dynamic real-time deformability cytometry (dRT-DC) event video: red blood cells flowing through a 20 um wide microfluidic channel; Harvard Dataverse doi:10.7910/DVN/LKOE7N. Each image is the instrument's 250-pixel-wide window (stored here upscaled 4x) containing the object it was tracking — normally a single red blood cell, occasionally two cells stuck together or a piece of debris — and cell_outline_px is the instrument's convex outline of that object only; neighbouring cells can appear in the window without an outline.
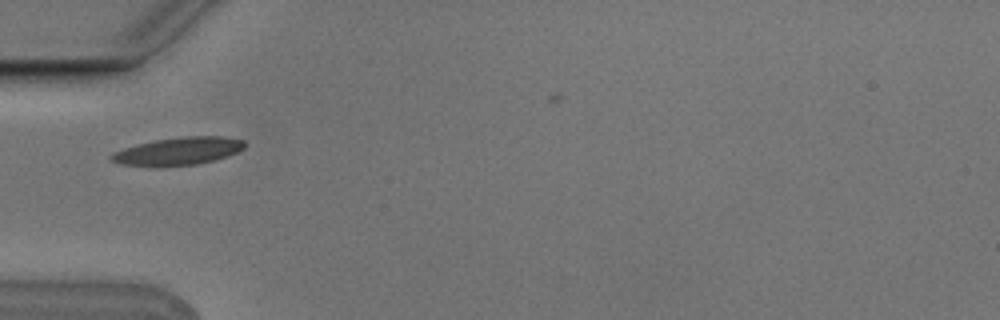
{"species": "Egyptian fruit bat (a non-hibernating species)", "species_latin": "Rousettus aegyptiacus", "temperature_condition": "cold", "stored_images_in_passage": 6, "camera_frame_rate_fps": 3000, "um_per_image_px": 0.085, "animal": {"sex": "male"}, "frame": {"image": 1, "passage_image": 3, "time_ms": 0.667, "image_size_px": [1000, 320], "cell_outline_px": [[244, 148], [228, 156], [196, 164], [120, 164], [112, 160], [108, 156], [112, 152], [124, 148], [156, 140], [184, 136], [224, 136], [244, 140]], "centroid_in_image_um": [15.2, 12.8], "position_along_channel_um": 69.8, "area_um2": 20.63}}
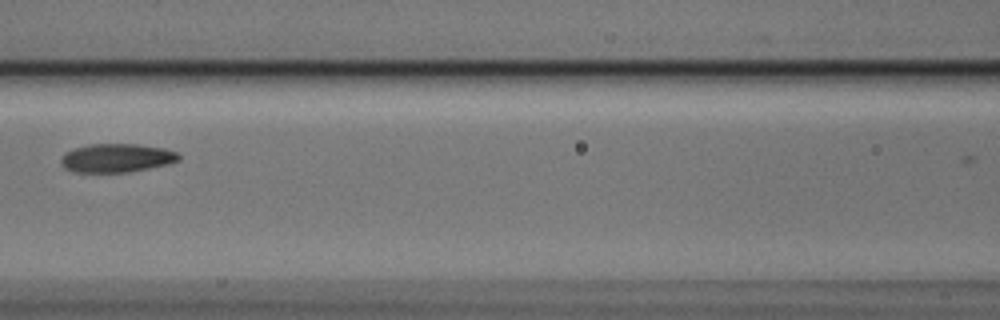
{"frame": {"image": 2, "passage_image": 5, "time_ms": 1.333, "image_size_px": [1000, 320], "cell_outline_px": [[180, 160], [168, 164], [128, 172], [76, 172], [64, 168], [60, 164], [60, 160], [64, 152], [72, 148], [88, 144], [136, 144], [164, 148], [180, 152]], "centroid_in_image_um": [9.9, 13.42], "position_along_channel_um": 156.7, "area_um2": 19.88}}
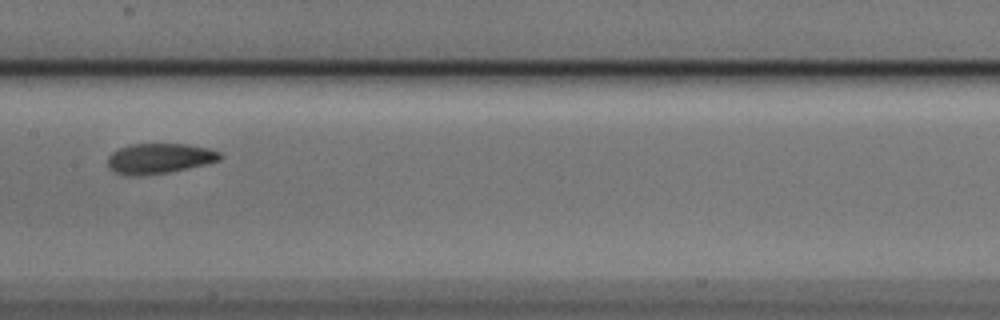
{"frame": {"image": 3, "passage_image": 6, "time_ms": 1.667, "image_size_px": [1000, 320], "cell_outline_px": [[224, 156], [220, 160], [204, 164], [168, 172], [140, 176], [116, 172], [108, 168], [108, 156], [112, 152], [120, 148], [132, 144], [188, 144], [208, 148], [220, 152]], "centroid_in_image_um": [13.56, 13.45], "position_along_channel_um": 193.8, "area_um2": 19.59}}